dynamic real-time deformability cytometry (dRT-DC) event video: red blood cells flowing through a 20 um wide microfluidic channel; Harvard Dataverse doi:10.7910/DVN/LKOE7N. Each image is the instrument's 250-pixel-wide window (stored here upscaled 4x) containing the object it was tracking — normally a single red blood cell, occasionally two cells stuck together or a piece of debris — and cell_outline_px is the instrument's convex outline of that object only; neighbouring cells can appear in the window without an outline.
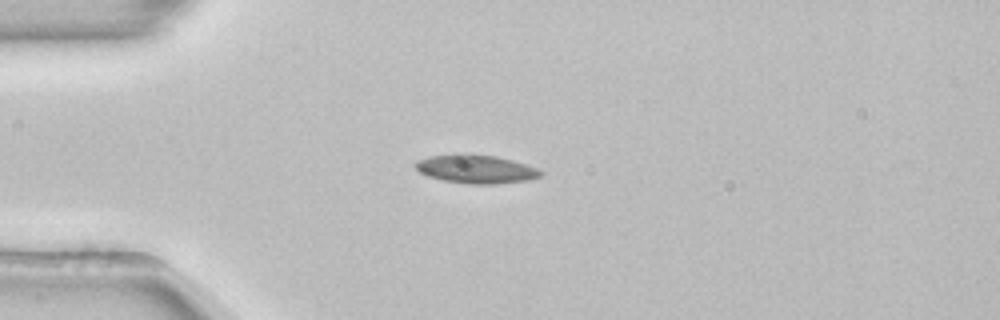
{"species": "common noctule bat (a hibernating species)", "species_latin": "Nyctalus noctula", "temperature_condition": "room temperature", "stored_images_in_passage": 20, "camera_frame_rate_fps": 3000, "um_per_image_px": 0.085, "animal": {"sex": "female", "body_mass_g": 22.7, "forearm_length_mm": 54.2}, "frame": {"image": 1, "passage_image": 1, "time_ms": 0.0, "image_size_px": [1000, 320], "cell_outline_px": [[544, 176], [528, 180], [496, 184], [468, 184], [444, 180], [428, 176], [420, 172], [412, 164], [416, 160], [428, 156], [460, 152], [464, 152], [496, 156], [512, 160], [536, 168], [544, 172]], "centroid_in_image_um": [40.43, 14.35], "position_along_channel_um": 44.6, "area_um2": 21.27}}